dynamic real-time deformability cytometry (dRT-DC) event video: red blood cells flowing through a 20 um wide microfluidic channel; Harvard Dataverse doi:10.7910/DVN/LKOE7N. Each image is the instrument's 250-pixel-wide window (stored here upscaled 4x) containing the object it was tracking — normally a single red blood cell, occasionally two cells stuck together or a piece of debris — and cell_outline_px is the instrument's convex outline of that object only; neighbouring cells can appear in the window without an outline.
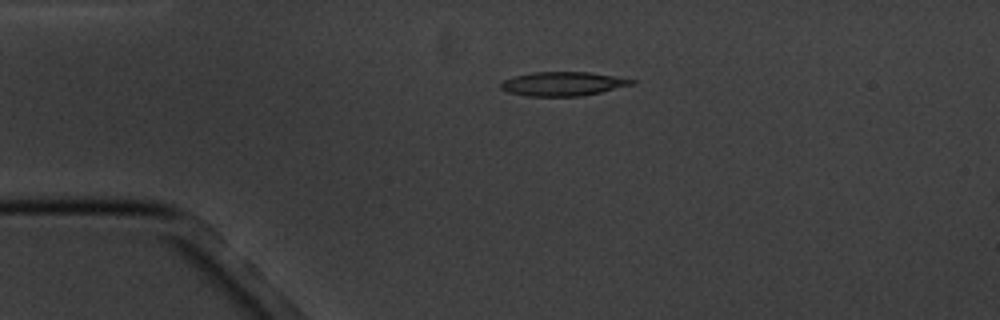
{"species": "common noctule bat (a hibernating species)", "species_latin": "Nyctalus noctula", "temperature_condition": "cold", "stored_images_in_passage": 5, "camera_frame_rate_fps": 3000, "um_per_image_px": 0.085, "animal": {"sex": "male", "body_mass_g": 20.1, "forearm_length_mm": 53.5}, "frame": {"image": 1, "passage_image": 3, "time_ms": 3.0, "image_size_px": [1000, 320], "cell_outline_px": [[636, 84], [600, 92], [580, 96], [528, 96], [508, 92], [500, 88], [500, 84], [504, 80], [512, 76], [532, 72], [588, 72], [636, 80]], "centroid_in_image_um": [47.83, 7.12], "position_along_channel_um": 37.2, "area_um2": 18.26}}